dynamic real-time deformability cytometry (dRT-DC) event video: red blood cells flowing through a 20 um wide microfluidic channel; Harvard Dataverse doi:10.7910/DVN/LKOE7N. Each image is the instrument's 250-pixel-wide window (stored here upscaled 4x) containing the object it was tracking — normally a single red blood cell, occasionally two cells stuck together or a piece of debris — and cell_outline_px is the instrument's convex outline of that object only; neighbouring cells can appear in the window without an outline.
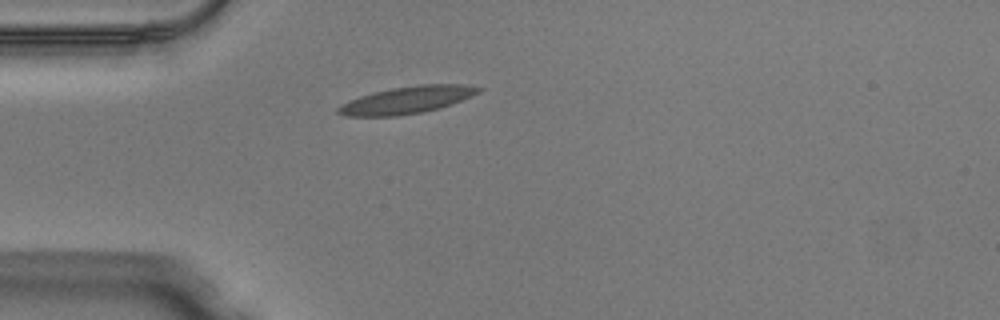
{"species": "Egyptian fruit bat (a non-hibernating species)", "species_latin": "Rousettus aegyptiacus", "temperature_condition": "warm", "stored_images_in_passage": 37, "camera_frame_rate_fps": 3000, "um_per_image_px": 0.085, "animal": {"sex": "male"}, "frame": {"image": 1, "passage_image": 1, "time_ms": 0.0, "image_size_px": [1000, 320], "cell_outline_px": [[484, 88], [480, 92], [440, 108], [424, 112], [396, 116], [348, 116], [336, 112], [336, 108], [340, 104], [360, 96], [392, 88], [420, 84], [460, 84]], "centroid_in_image_um": [34.57, 8.5], "position_along_channel_um": 50.4, "area_um2": 22.02}}
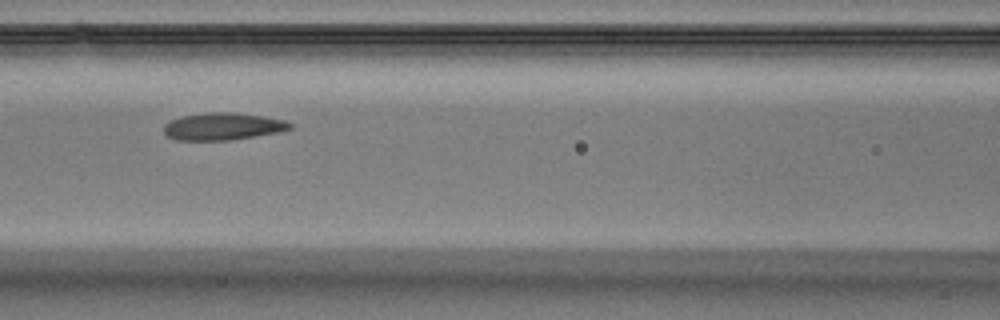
{"frame": {"image": 2, "passage_image": 9, "time_ms": 2.667, "image_size_px": [1000, 320], "cell_outline_px": [[292, 128], [276, 132], [232, 140], [176, 140], [164, 136], [164, 124], [172, 120], [184, 116], [204, 112], [232, 112], [260, 116], [284, 120], [292, 124]], "centroid_in_image_um": [18.88, 10.75], "position_along_channel_um": 147.7, "area_um2": 19.88}}
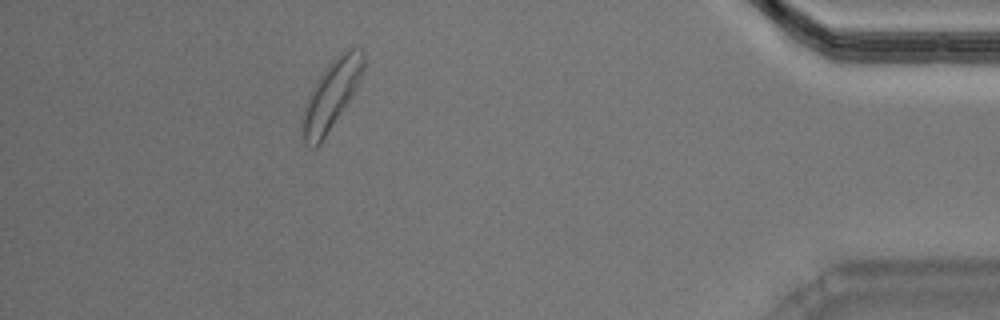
{"frame": {"image": 3, "passage_image": 32, "time_ms": 10.333, "image_size_px": [1000, 320], "cell_outline_px": [[364, 64], [356, 88], [320, 144], [316, 148], [312, 148], [304, 144], [300, 136], [300, 128], [304, 108], [308, 96], [312, 88], [328, 64], [340, 52], [352, 48], [360, 48], [364, 52]], "centroid_in_image_um": [28.1, 8.12], "position_along_channel_um": 407.1, "area_um2": 24.16}, "authors_computed_cell_mechanics": {"area_um2": 20.4612, "velocity_mm_per_s": 4.0413, "shape_relaxation_time_tau1_ms": 3.7565, "shape_relaxation_time_tau2_ms": 2.0004, "deformation_change_tau1": 0.1512, "deformation_change_tau2": 0.0809}}